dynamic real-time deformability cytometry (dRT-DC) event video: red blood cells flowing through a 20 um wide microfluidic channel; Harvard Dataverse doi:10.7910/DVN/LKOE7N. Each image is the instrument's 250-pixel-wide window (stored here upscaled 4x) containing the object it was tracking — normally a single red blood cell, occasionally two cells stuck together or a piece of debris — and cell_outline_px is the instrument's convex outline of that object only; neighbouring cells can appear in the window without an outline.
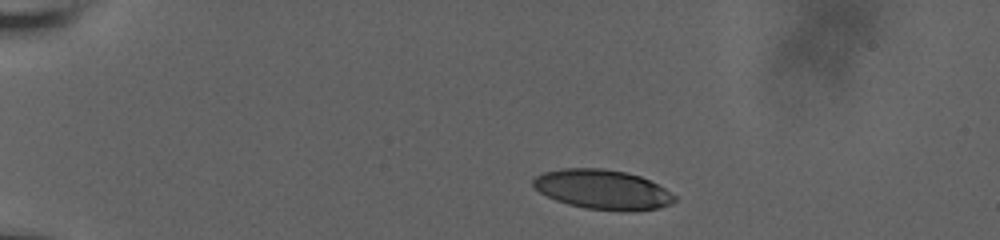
{"species": "human", "species_latin": "Homo sapiens", "temperature_condition": "room temperature", "stored_images_in_passage": 15, "camera_frame_rate_fps": 3000, "um_per_image_px": 0.085, "donor": {"sex": "male"}, "frame": {"image": 1, "passage_image": 1, "time_ms": 0.0, "image_size_px": [1000, 240], "cell_outline_px": [[676, 200], [672, 204], [660, 208], [584, 208], [568, 204], [556, 200], [540, 192], [532, 184], [532, 180], [536, 176], [544, 172], [564, 168], [604, 168], [628, 172], [640, 176], [664, 188], [676, 196]], "centroid_in_image_um": [51.18, 16.06], "position_along_channel_um": 33.8, "area_um2": 31.67}}
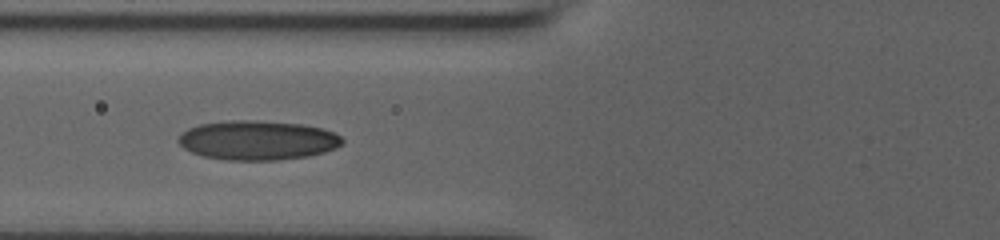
{"frame": {"image": 2, "passage_image": 9, "time_ms": 4.0, "image_size_px": [1000, 240], "cell_outline_px": [[344, 144], [336, 148], [324, 152], [308, 156], [276, 160], [228, 160], [204, 156], [192, 152], [184, 148], [176, 140], [188, 128], [200, 124], [232, 120], [256, 120], [300, 124], [320, 128], [332, 132], [340, 136], [344, 140]], "centroid_in_image_um": [21.9, 11.92], "position_along_channel_um": 103.9, "area_um2": 37.45}}
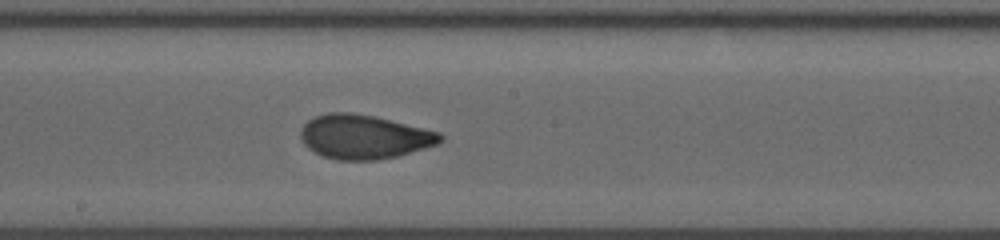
{"frame": {"image": 3, "passage_image": 15, "time_ms": 7.0, "image_size_px": [1000, 240], "cell_outline_px": [[444, 140], [436, 144], [424, 148], [396, 156], [376, 160], [336, 160], [320, 156], [308, 148], [304, 144], [300, 136], [300, 128], [312, 116], [328, 112], [352, 112], [376, 116], [440, 132], [444, 136]], "centroid_in_image_um": [30.91, 11.62], "position_along_channel_um": 217.3, "area_um2": 36.24}}